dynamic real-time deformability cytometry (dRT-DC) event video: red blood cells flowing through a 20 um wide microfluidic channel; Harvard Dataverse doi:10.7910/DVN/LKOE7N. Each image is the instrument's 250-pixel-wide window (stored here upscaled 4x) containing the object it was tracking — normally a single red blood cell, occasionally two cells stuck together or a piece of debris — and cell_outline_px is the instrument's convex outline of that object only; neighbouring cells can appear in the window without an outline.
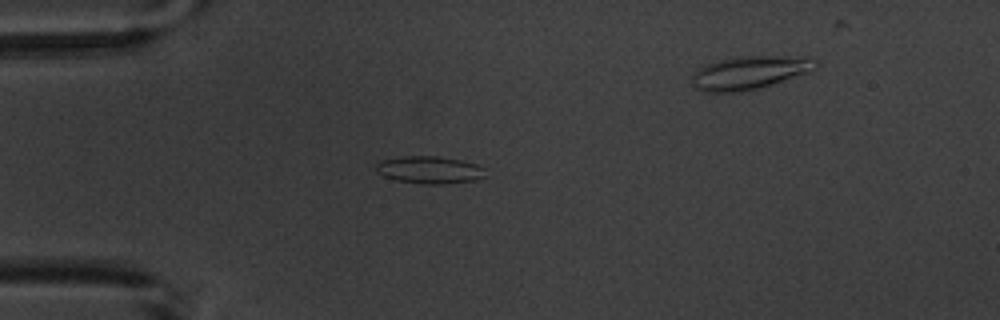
{"species": "common noctule bat (a hibernating species)", "species_latin": "Nyctalus noctula", "temperature_condition": "warm", "stored_images_in_passage": 5, "segment_of_instrument_passage": [1, 2], "camera_frame_rate_fps": 3000, "um_per_image_px": 0.085, "animal": {"sex": "male", "body_mass_g": 20.1, "forearm_length_mm": 53.5}, "frame": {"image": 1, "passage_image": 4, "time_ms": 4.333, "image_size_px": [1000, 320], "cell_outline_px": [[484, 176], [476, 180], [440, 184], [420, 184], [396, 180], [384, 176], [376, 172], [376, 164], [380, 160], [404, 156], [436, 156], [460, 160], [476, 164], [484, 168]], "centroid_in_image_um": [36.47, 14.44], "position_along_channel_um": 48.5, "area_um2": 17.4}}